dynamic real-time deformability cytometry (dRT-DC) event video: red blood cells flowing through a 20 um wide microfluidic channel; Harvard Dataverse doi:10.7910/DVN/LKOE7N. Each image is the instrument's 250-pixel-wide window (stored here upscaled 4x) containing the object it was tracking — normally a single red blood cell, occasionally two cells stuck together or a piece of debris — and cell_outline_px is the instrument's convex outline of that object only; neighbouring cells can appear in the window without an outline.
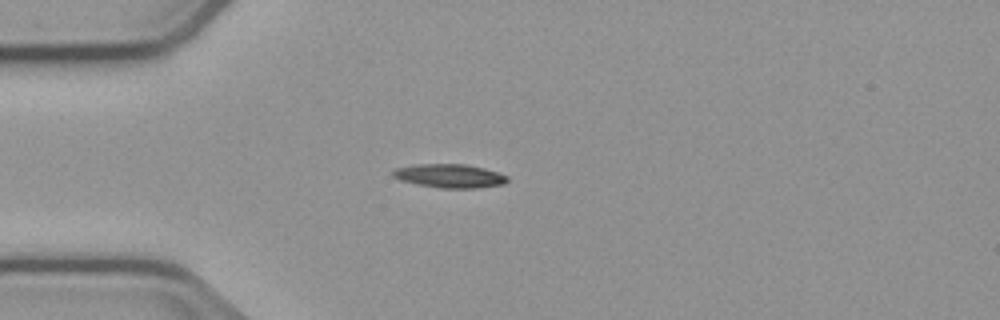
{"species": "common noctule bat (a hibernating species)", "species_latin": "Nyctalus noctula", "temperature_condition": "cold", "stored_images_in_passage": 41, "camera_frame_rate_fps": 3000, "um_per_image_px": 0.085, "animal": {"sex": "male", "body_mass_g": 23.1, "forearm_length_mm": 52.7}, "frame": {"image": 1, "passage_image": 1, "time_ms": 0.0, "image_size_px": [1000, 320], "cell_outline_px": [[508, 180], [504, 184], [476, 188], [440, 188], [400, 180], [392, 176], [392, 172], [396, 168], [420, 164], [464, 164], [484, 168], [508, 176]], "centroid_in_image_um": [38.23, 14.95], "position_along_channel_um": 46.8, "area_um2": 15.61}}
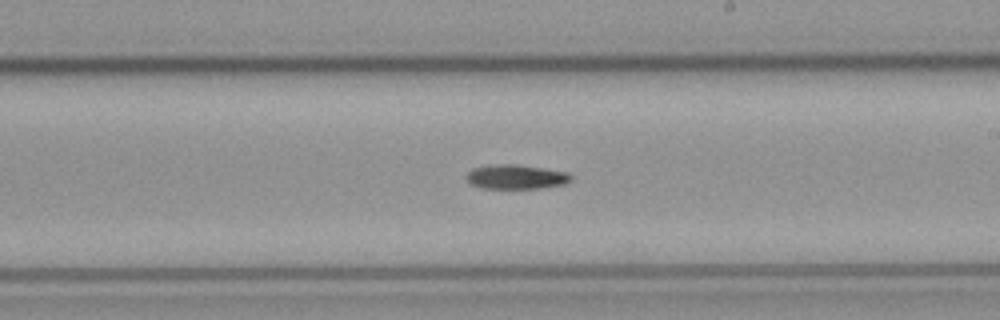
{"frame": {"image": 2, "passage_image": 18, "time_ms": 5.667, "image_size_px": [1000, 320], "cell_outline_px": [[572, 180], [564, 184], [540, 188], [484, 188], [472, 184], [464, 176], [472, 168], [496, 164], [516, 164], [544, 168], [568, 172], [572, 176]], "centroid_in_image_um": [43.88, 15.02], "position_along_channel_um": 245.1, "area_um2": 14.85}}
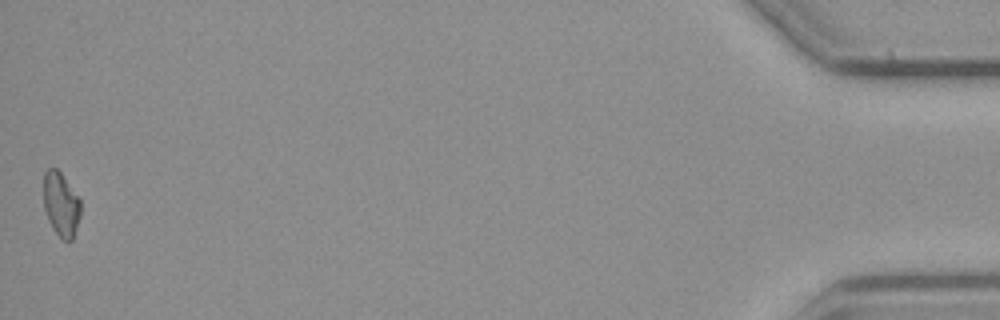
{"frame": {"image": 3, "passage_image": 41, "time_ms": 13.333, "image_size_px": [1000, 320], "cell_outline_px": [[80, 216], [72, 240], [68, 244], [52, 228], [48, 220], [44, 208], [44, 172], [48, 168], [56, 168], [60, 172], [80, 200]], "centroid_in_image_um": [5.17, 17.39], "position_along_channel_um": 430.0, "area_um2": 13.7}}